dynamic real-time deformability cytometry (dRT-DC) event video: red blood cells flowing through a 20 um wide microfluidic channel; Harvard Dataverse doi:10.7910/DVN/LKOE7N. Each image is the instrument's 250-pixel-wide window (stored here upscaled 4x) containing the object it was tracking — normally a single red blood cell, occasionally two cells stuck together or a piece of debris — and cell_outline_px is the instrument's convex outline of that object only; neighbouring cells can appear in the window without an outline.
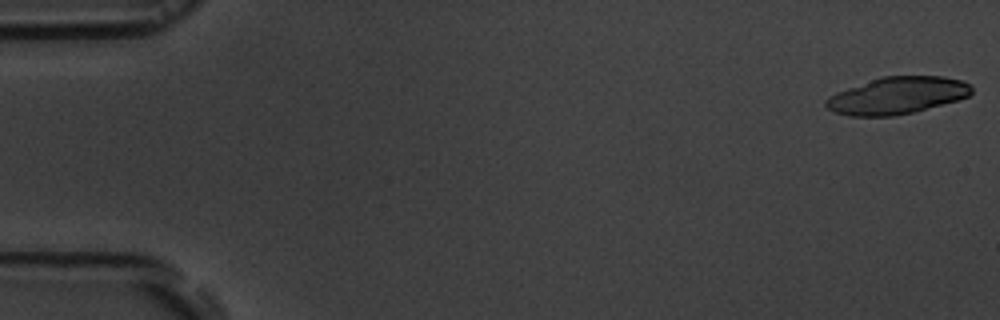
{"species": "common noctule bat (a hibernating species)", "species_latin": "Nyctalus noctula", "temperature_condition": "room temperature", "stored_images_in_passage": 6, "camera_frame_rate_fps": 3000, "um_per_image_px": 0.085, "animal": {"sex": "male", "body_mass_g": 19.5, "forearm_length_mm": 54.6}, "frame": {"image": 1, "passage_image": 1, "time_ms": 0.0, "image_size_px": [1000, 320], "cell_outline_px": [[972, 92], [968, 96], [956, 100], [912, 112], [892, 116], [848, 116], [836, 112], [828, 108], [824, 104], [824, 100], [836, 92], [884, 76], [944, 76], [960, 80], [968, 84], [972, 88]], "centroid_in_image_um": [76.24, 8.12], "position_along_channel_um": 8.8, "area_um2": 30.92}}